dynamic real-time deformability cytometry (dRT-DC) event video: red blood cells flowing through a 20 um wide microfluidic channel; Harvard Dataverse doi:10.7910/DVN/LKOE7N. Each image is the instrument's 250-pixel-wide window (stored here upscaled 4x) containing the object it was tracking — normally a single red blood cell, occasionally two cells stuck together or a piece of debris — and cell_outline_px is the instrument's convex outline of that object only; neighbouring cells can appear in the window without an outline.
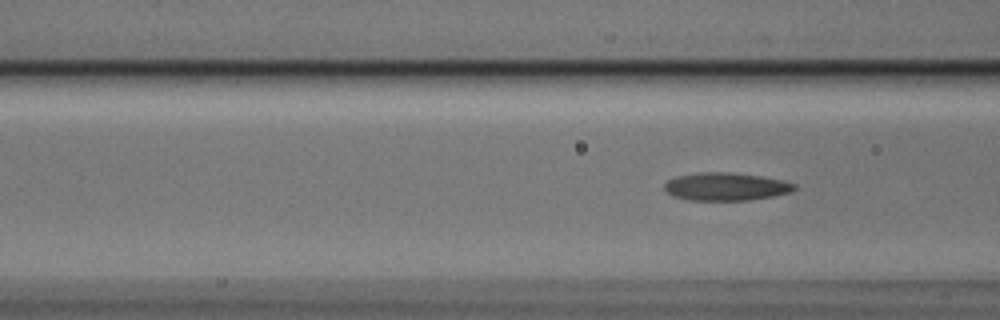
{"species": "Egyptian fruit bat (a non-hibernating species)", "species_latin": "Rousettus aegyptiacus", "temperature_condition": "cold", "stored_images_in_passage": 3, "camera_frame_rate_fps": 3000, "um_per_image_px": 0.085, "animal": {"sex": "male"}, "frame": {"image": 1, "passage_image": 3, "time_ms": 0.667, "image_size_px": [1000, 320], "cell_outline_px": [[796, 188], [792, 192], [772, 196], [748, 200], [692, 200], [672, 196], [664, 188], [664, 184], [668, 180], [676, 176], [696, 172], [728, 172], [760, 176], [780, 180], [796, 184]], "centroid_in_image_um": [61.68, 15.85], "position_along_channel_um": 104.9, "area_um2": 21.04}}